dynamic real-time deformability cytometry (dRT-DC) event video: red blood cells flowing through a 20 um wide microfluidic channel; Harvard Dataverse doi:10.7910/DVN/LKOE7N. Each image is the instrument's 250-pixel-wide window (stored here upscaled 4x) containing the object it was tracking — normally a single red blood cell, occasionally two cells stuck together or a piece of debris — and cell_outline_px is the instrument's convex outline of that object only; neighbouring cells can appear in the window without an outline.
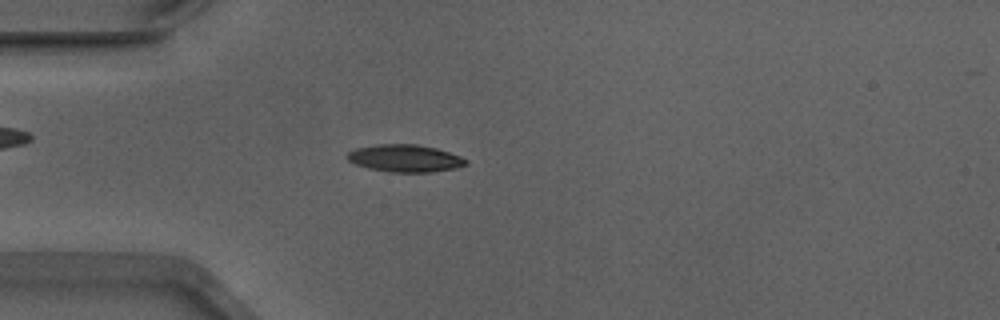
{"species": "Egyptian fruit bat (a non-hibernating species)", "species_latin": "Rousettus aegyptiacus", "temperature_condition": "warm", "stored_images_in_passage": 51, "camera_frame_rate_fps": 3000, "um_per_image_px": 0.085, "animal": {"sex": "male"}, "frame": {"image": 1, "passage_image": 13, "time_ms": 4.0, "image_size_px": [1000, 320], "cell_outline_px": [[468, 164], [456, 168], [432, 172], [392, 172], [368, 168], [356, 164], [348, 160], [344, 156], [348, 152], [356, 148], [376, 144], [416, 144], [436, 148], [460, 156], [468, 160]], "centroid_in_image_um": [34.42, 13.45], "position_along_channel_um": 50.6, "area_um2": 18.96}}
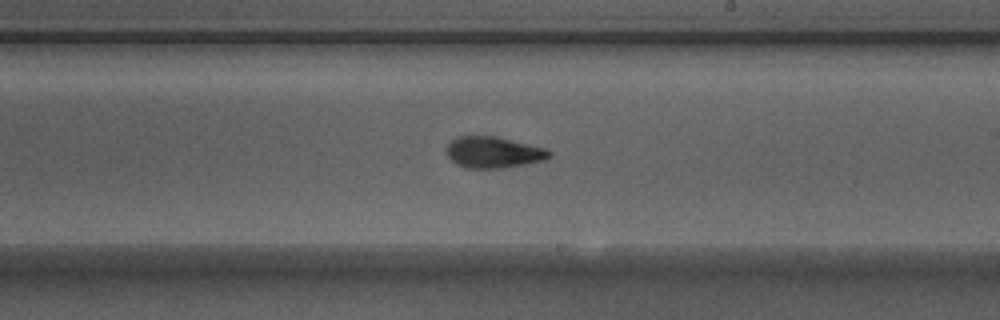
{"frame": {"image": 2, "passage_image": 29, "time_ms": 9.333, "image_size_px": [1000, 320], "cell_outline_px": [[552, 156], [544, 160], [500, 168], [464, 168], [456, 164], [448, 156], [448, 144], [456, 136], [496, 136], [544, 148], [552, 152]], "centroid_in_image_um": [41.93, 12.94], "position_along_channel_um": 247.1, "area_um2": 18.5}}
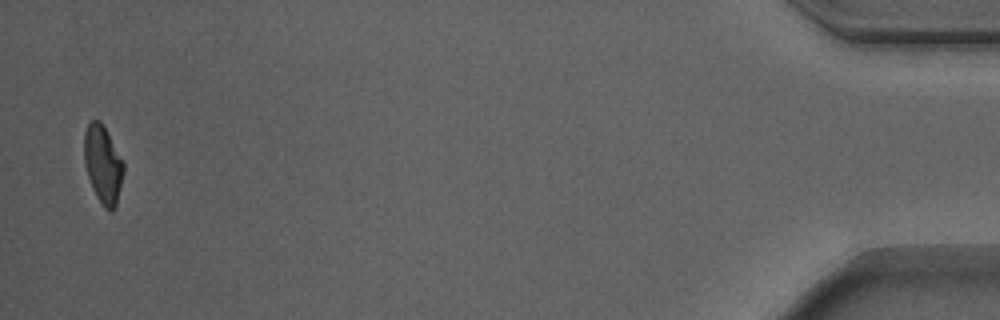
{"frame": {"image": 3, "passage_image": 50, "time_ms": 16.333, "image_size_px": [1000, 320], "cell_outline_px": [[124, 172], [116, 204], [112, 212], [108, 212], [104, 208], [96, 196], [88, 176], [84, 164], [84, 132], [88, 124], [92, 120], [100, 120], [124, 160]], "centroid_in_image_um": [8.76, 13.97], "position_along_channel_um": 426.4, "area_um2": 17.98}, "authors_computed_cell_mechanics": {"area_um2": 18.2648, "velocity_mm_per_s": 3.8912, "shape_relaxation_time_tau1_ms": 2.5973, "shape_relaxation_time_tau2_ms": 2.1264, "deformation_change_tau1": 0.1481, "deformation_change_tau2": 0.0946}}